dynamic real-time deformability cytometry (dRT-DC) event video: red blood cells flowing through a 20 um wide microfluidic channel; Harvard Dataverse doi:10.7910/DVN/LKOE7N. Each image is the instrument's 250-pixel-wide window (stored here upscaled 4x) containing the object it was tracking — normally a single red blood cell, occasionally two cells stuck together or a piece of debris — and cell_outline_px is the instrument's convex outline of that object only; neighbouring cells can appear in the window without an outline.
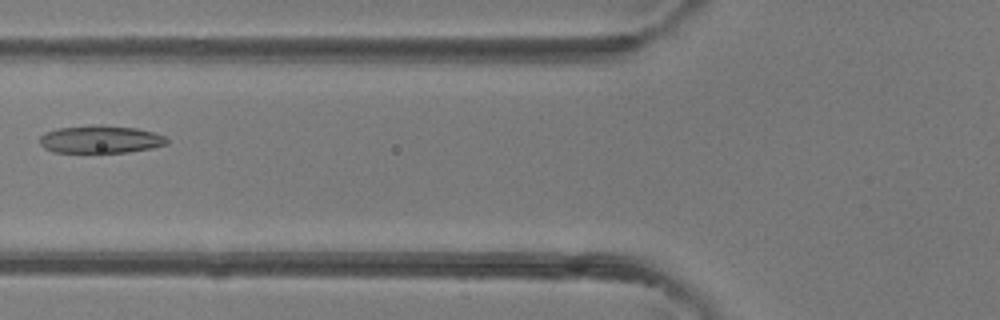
{"species": "common noctule bat (a hibernating species)", "species_latin": "Nyctalus noctula", "temperature_condition": "room temperature", "stored_images_in_passage": 2, "camera_frame_rate_fps": 3000, "um_per_image_px": 0.085, "animal": {"sex": "female"}, "frame": {"image": 1, "passage_image": 2, "time_ms": 1.0, "image_size_px": [1000, 320], "cell_outline_px": [[168, 144], [152, 148], [128, 152], [56, 152], [44, 148], [40, 144], [40, 136], [44, 132], [60, 128], [88, 124], [100, 124], [136, 128], [152, 132], [164, 136], [168, 140]], "centroid_in_image_um": [8.53, 11.83], "position_along_channel_um": 117.3, "area_um2": 20.63}}